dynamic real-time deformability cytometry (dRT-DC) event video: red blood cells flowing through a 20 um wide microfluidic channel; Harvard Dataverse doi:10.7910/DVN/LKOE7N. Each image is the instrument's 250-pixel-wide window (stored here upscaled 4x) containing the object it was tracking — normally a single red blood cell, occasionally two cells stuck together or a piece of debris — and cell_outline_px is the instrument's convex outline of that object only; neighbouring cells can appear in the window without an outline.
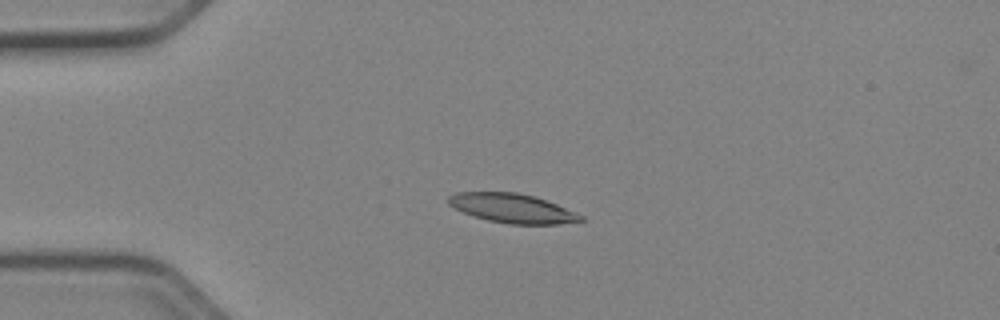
{"species": "Egyptian fruit bat (a non-hibernating species)", "species_latin": "Rousettus aegyptiacus", "temperature_condition": "cold", "stored_images_in_passage": 40, "camera_frame_rate_fps": 3000, "um_per_image_px": 0.085, "animal": {"sex": "female"}, "frame": {"image": 1, "passage_image": 1, "time_ms": 0.0, "image_size_px": [1000, 320], "cell_outline_px": [[584, 220], [556, 224], [508, 224], [488, 220], [464, 212], [448, 204], [448, 196], [456, 192], [516, 192], [532, 196], [556, 204], [576, 212], [584, 216]], "centroid_in_image_um": [43.54, 17.7], "position_along_channel_um": 41.5, "area_um2": 22.2}}
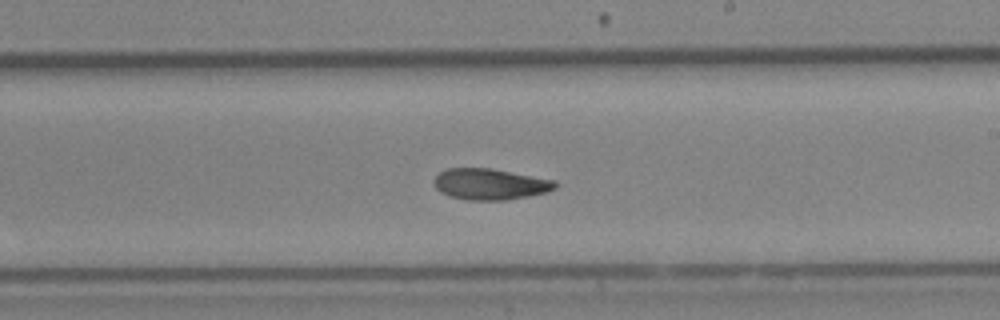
{"frame": {"image": 2, "passage_image": 19, "time_ms": 6.0, "image_size_px": [1000, 320], "cell_outline_px": [[560, 184], [556, 188], [544, 192], [528, 196], [504, 200], [468, 200], [448, 196], [440, 192], [436, 188], [432, 180], [440, 172], [448, 168], [492, 168], [556, 180]], "centroid_in_image_um": [41.66, 15.65], "position_along_channel_um": 247.3, "area_um2": 22.14}}
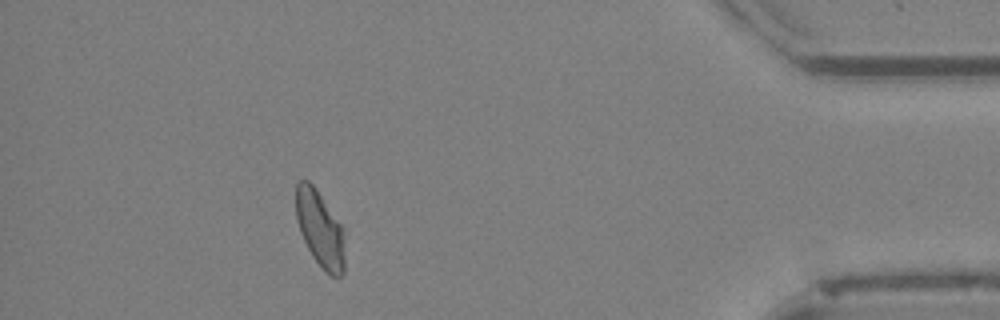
{"frame": {"image": 3, "passage_image": 35, "time_ms": 11.333, "image_size_px": [1000, 320], "cell_outline_px": [[344, 272], [340, 276], [332, 276], [312, 256], [300, 232], [296, 216], [296, 184], [300, 180], [308, 180], [316, 188], [340, 224], [344, 232]], "centroid_in_image_um": [27.19, 19.43], "position_along_channel_um": 408.0, "area_um2": 21.33}}